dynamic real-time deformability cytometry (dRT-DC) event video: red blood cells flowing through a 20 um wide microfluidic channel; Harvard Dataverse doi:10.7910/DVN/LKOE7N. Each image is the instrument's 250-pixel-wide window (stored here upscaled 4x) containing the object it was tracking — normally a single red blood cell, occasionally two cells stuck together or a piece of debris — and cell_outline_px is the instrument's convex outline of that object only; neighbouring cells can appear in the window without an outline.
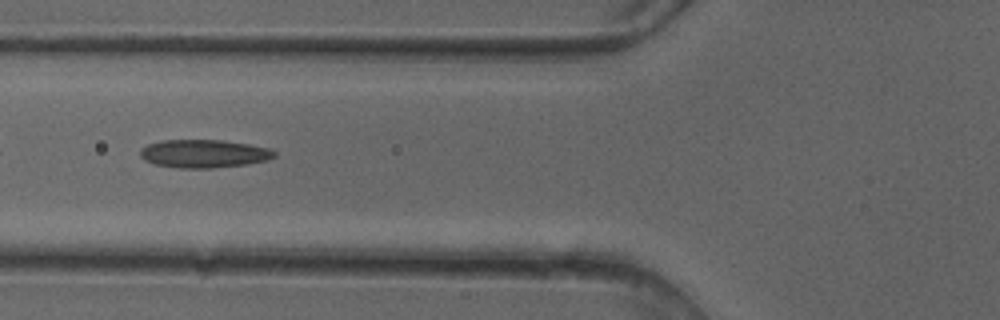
{"species": "common noctule bat (a hibernating species)", "species_latin": "Nyctalus noctula", "temperature_condition": "cold", "stored_images_in_passage": 45, "camera_frame_rate_fps": 3000, "um_per_image_px": 0.085, "animal": {"sex": "female"}, "frame": {"image": 1, "passage_image": 14, "time_ms": 4.333, "image_size_px": [1000, 320], "cell_outline_px": [[276, 156], [268, 160], [248, 164], [212, 168], [180, 168], [156, 164], [144, 160], [140, 156], [140, 148], [148, 144], [160, 140], [224, 140], [248, 144], [268, 148], [276, 152]], "centroid_in_image_um": [17.33, 13.06], "position_along_channel_um": 108.5, "area_um2": 22.08}}
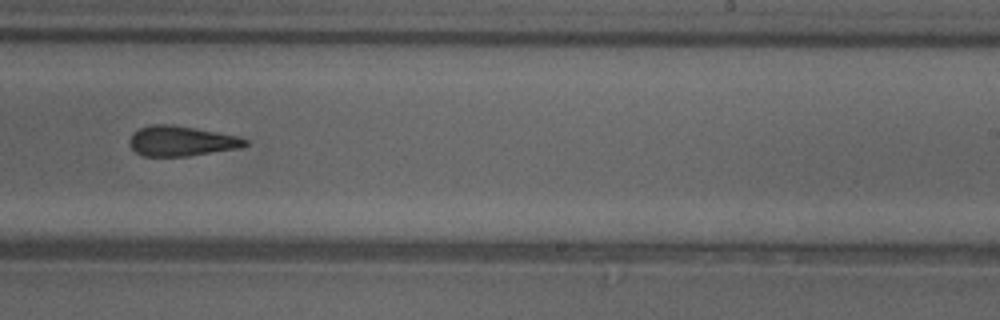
{"frame": {"image": 2, "passage_image": 26, "time_ms": 8.333, "image_size_px": [1000, 320], "cell_outline_px": [[248, 144], [240, 148], [188, 156], [144, 156], [136, 152], [128, 144], [128, 140], [132, 132], [140, 128], [152, 124], [172, 124], [196, 128], [240, 136], [248, 140]], "centroid_in_image_um": [15.41, 11.98], "position_along_channel_um": 273.6, "area_um2": 20.52}}
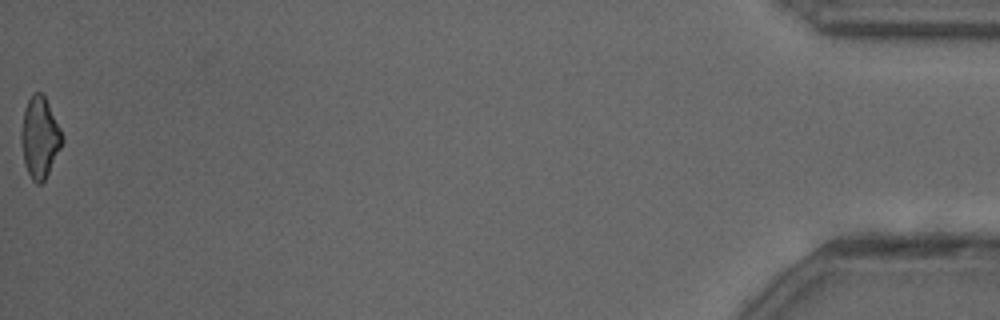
{"frame": {"image": 3, "passage_image": 45, "time_ms": 14.667, "image_size_px": [1000, 320], "cell_outline_px": [[64, 140], [44, 180], [40, 184], [36, 184], [32, 180], [24, 164], [20, 140], [20, 132], [24, 108], [32, 92], [40, 92], [44, 96], [64, 136]], "centroid_in_image_um": [3.35, 11.67], "position_along_channel_um": 431.8, "area_um2": 19.25}, "authors_computed_cell_mechanics": {"area_um2": 20.9236, "velocity_mm_per_s": 4.1293, "shape_relaxation_time_tau1_ms": null, "shape_relaxation_time_tau2_ms": 5.0772, "deformation_change_tau1": null, "deformation_change_tau2": 0.166}}